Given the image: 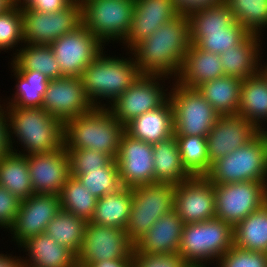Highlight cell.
Segmentation results:
<instances>
[{
	"mask_svg": "<svg viewBox=\"0 0 267 267\" xmlns=\"http://www.w3.org/2000/svg\"><path fill=\"white\" fill-rule=\"evenodd\" d=\"M181 14L173 0H134L130 30L124 43L130 50L160 26Z\"/></svg>",
	"mask_w": 267,
	"mask_h": 267,
	"instance_id": "21",
	"label": "cell"
},
{
	"mask_svg": "<svg viewBox=\"0 0 267 267\" xmlns=\"http://www.w3.org/2000/svg\"><path fill=\"white\" fill-rule=\"evenodd\" d=\"M172 90L167 98L174 111V135L206 137L219 114L197 89L176 82Z\"/></svg>",
	"mask_w": 267,
	"mask_h": 267,
	"instance_id": "9",
	"label": "cell"
},
{
	"mask_svg": "<svg viewBox=\"0 0 267 267\" xmlns=\"http://www.w3.org/2000/svg\"><path fill=\"white\" fill-rule=\"evenodd\" d=\"M1 108L0 106V159L11 151L5 117L7 114H4L5 112Z\"/></svg>",
	"mask_w": 267,
	"mask_h": 267,
	"instance_id": "49",
	"label": "cell"
},
{
	"mask_svg": "<svg viewBox=\"0 0 267 267\" xmlns=\"http://www.w3.org/2000/svg\"><path fill=\"white\" fill-rule=\"evenodd\" d=\"M132 267H191L179 252L144 254L132 251Z\"/></svg>",
	"mask_w": 267,
	"mask_h": 267,
	"instance_id": "45",
	"label": "cell"
},
{
	"mask_svg": "<svg viewBox=\"0 0 267 267\" xmlns=\"http://www.w3.org/2000/svg\"><path fill=\"white\" fill-rule=\"evenodd\" d=\"M102 55L103 51L85 68L81 76L86 96L95 107H104L96 103L98 98L107 97L114 102L142 75L136 61Z\"/></svg>",
	"mask_w": 267,
	"mask_h": 267,
	"instance_id": "4",
	"label": "cell"
},
{
	"mask_svg": "<svg viewBox=\"0 0 267 267\" xmlns=\"http://www.w3.org/2000/svg\"><path fill=\"white\" fill-rule=\"evenodd\" d=\"M23 39V14L21 7L13 5L0 12V49L8 50Z\"/></svg>",
	"mask_w": 267,
	"mask_h": 267,
	"instance_id": "42",
	"label": "cell"
},
{
	"mask_svg": "<svg viewBox=\"0 0 267 267\" xmlns=\"http://www.w3.org/2000/svg\"><path fill=\"white\" fill-rule=\"evenodd\" d=\"M218 260L219 267H267V253L247 251L235 245Z\"/></svg>",
	"mask_w": 267,
	"mask_h": 267,
	"instance_id": "44",
	"label": "cell"
},
{
	"mask_svg": "<svg viewBox=\"0 0 267 267\" xmlns=\"http://www.w3.org/2000/svg\"><path fill=\"white\" fill-rule=\"evenodd\" d=\"M23 265V261H21V259L17 260L15 259V257L11 256H7L4 254H0V267H22Z\"/></svg>",
	"mask_w": 267,
	"mask_h": 267,
	"instance_id": "51",
	"label": "cell"
},
{
	"mask_svg": "<svg viewBox=\"0 0 267 267\" xmlns=\"http://www.w3.org/2000/svg\"><path fill=\"white\" fill-rule=\"evenodd\" d=\"M132 204V188L122 187L97 199L93 217L89 221L101 226L126 229Z\"/></svg>",
	"mask_w": 267,
	"mask_h": 267,
	"instance_id": "29",
	"label": "cell"
},
{
	"mask_svg": "<svg viewBox=\"0 0 267 267\" xmlns=\"http://www.w3.org/2000/svg\"><path fill=\"white\" fill-rule=\"evenodd\" d=\"M175 184L152 182L132 188V204L126 233L135 244L160 217L173 211Z\"/></svg>",
	"mask_w": 267,
	"mask_h": 267,
	"instance_id": "7",
	"label": "cell"
},
{
	"mask_svg": "<svg viewBox=\"0 0 267 267\" xmlns=\"http://www.w3.org/2000/svg\"><path fill=\"white\" fill-rule=\"evenodd\" d=\"M258 37L259 35L250 33L240 44L231 46L219 55L225 76L244 80L260 72Z\"/></svg>",
	"mask_w": 267,
	"mask_h": 267,
	"instance_id": "26",
	"label": "cell"
},
{
	"mask_svg": "<svg viewBox=\"0 0 267 267\" xmlns=\"http://www.w3.org/2000/svg\"><path fill=\"white\" fill-rule=\"evenodd\" d=\"M77 267H132V258L108 259L100 262H95L93 265Z\"/></svg>",
	"mask_w": 267,
	"mask_h": 267,
	"instance_id": "50",
	"label": "cell"
},
{
	"mask_svg": "<svg viewBox=\"0 0 267 267\" xmlns=\"http://www.w3.org/2000/svg\"><path fill=\"white\" fill-rule=\"evenodd\" d=\"M153 162L155 182L177 185L192 177L182 164L175 135L153 144Z\"/></svg>",
	"mask_w": 267,
	"mask_h": 267,
	"instance_id": "27",
	"label": "cell"
},
{
	"mask_svg": "<svg viewBox=\"0 0 267 267\" xmlns=\"http://www.w3.org/2000/svg\"><path fill=\"white\" fill-rule=\"evenodd\" d=\"M259 132L250 121L239 114L219 115L206 136L210 165L247 144Z\"/></svg>",
	"mask_w": 267,
	"mask_h": 267,
	"instance_id": "19",
	"label": "cell"
},
{
	"mask_svg": "<svg viewBox=\"0 0 267 267\" xmlns=\"http://www.w3.org/2000/svg\"><path fill=\"white\" fill-rule=\"evenodd\" d=\"M79 1L83 25L101 43L109 39L125 40L132 22L134 0Z\"/></svg>",
	"mask_w": 267,
	"mask_h": 267,
	"instance_id": "8",
	"label": "cell"
},
{
	"mask_svg": "<svg viewBox=\"0 0 267 267\" xmlns=\"http://www.w3.org/2000/svg\"><path fill=\"white\" fill-rule=\"evenodd\" d=\"M20 50L12 61L15 70H36L50 80L64 77L50 45L27 44Z\"/></svg>",
	"mask_w": 267,
	"mask_h": 267,
	"instance_id": "34",
	"label": "cell"
},
{
	"mask_svg": "<svg viewBox=\"0 0 267 267\" xmlns=\"http://www.w3.org/2000/svg\"><path fill=\"white\" fill-rule=\"evenodd\" d=\"M125 132L135 139L155 144L174 135V111L169 98L158 108L134 118Z\"/></svg>",
	"mask_w": 267,
	"mask_h": 267,
	"instance_id": "23",
	"label": "cell"
},
{
	"mask_svg": "<svg viewBox=\"0 0 267 267\" xmlns=\"http://www.w3.org/2000/svg\"><path fill=\"white\" fill-rule=\"evenodd\" d=\"M15 151H10L0 159V186L20 200H25L34 194L27 157Z\"/></svg>",
	"mask_w": 267,
	"mask_h": 267,
	"instance_id": "31",
	"label": "cell"
},
{
	"mask_svg": "<svg viewBox=\"0 0 267 267\" xmlns=\"http://www.w3.org/2000/svg\"><path fill=\"white\" fill-rule=\"evenodd\" d=\"M234 20L251 34H259L267 26V0H224ZM259 29V30H258Z\"/></svg>",
	"mask_w": 267,
	"mask_h": 267,
	"instance_id": "40",
	"label": "cell"
},
{
	"mask_svg": "<svg viewBox=\"0 0 267 267\" xmlns=\"http://www.w3.org/2000/svg\"><path fill=\"white\" fill-rule=\"evenodd\" d=\"M250 33L238 22L224 31L206 32L195 45L202 50L222 54L231 46L240 44Z\"/></svg>",
	"mask_w": 267,
	"mask_h": 267,
	"instance_id": "41",
	"label": "cell"
},
{
	"mask_svg": "<svg viewBox=\"0 0 267 267\" xmlns=\"http://www.w3.org/2000/svg\"><path fill=\"white\" fill-rule=\"evenodd\" d=\"M261 72L265 75V77L267 78V66H264V69H261Z\"/></svg>",
	"mask_w": 267,
	"mask_h": 267,
	"instance_id": "54",
	"label": "cell"
},
{
	"mask_svg": "<svg viewBox=\"0 0 267 267\" xmlns=\"http://www.w3.org/2000/svg\"><path fill=\"white\" fill-rule=\"evenodd\" d=\"M124 133L125 126L114 118L109 108L94 107L64 125V145L66 149L101 151L116 160Z\"/></svg>",
	"mask_w": 267,
	"mask_h": 267,
	"instance_id": "2",
	"label": "cell"
},
{
	"mask_svg": "<svg viewBox=\"0 0 267 267\" xmlns=\"http://www.w3.org/2000/svg\"><path fill=\"white\" fill-rule=\"evenodd\" d=\"M14 5L13 0H0V12H3Z\"/></svg>",
	"mask_w": 267,
	"mask_h": 267,
	"instance_id": "52",
	"label": "cell"
},
{
	"mask_svg": "<svg viewBox=\"0 0 267 267\" xmlns=\"http://www.w3.org/2000/svg\"><path fill=\"white\" fill-rule=\"evenodd\" d=\"M161 75H141L136 82L122 93L109 111L122 125L126 126L134 118L160 107L166 94L158 81ZM158 83V84H157Z\"/></svg>",
	"mask_w": 267,
	"mask_h": 267,
	"instance_id": "16",
	"label": "cell"
},
{
	"mask_svg": "<svg viewBox=\"0 0 267 267\" xmlns=\"http://www.w3.org/2000/svg\"><path fill=\"white\" fill-rule=\"evenodd\" d=\"M234 245V228L219 218L184 225L178 252L191 267L218 259ZM204 260V261H203Z\"/></svg>",
	"mask_w": 267,
	"mask_h": 267,
	"instance_id": "6",
	"label": "cell"
},
{
	"mask_svg": "<svg viewBox=\"0 0 267 267\" xmlns=\"http://www.w3.org/2000/svg\"><path fill=\"white\" fill-rule=\"evenodd\" d=\"M88 188L97 199L108 193L119 191L123 185L118 173V164L114 160L109 166L85 171L83 174H70Z\"/></svg>",
	"mask_w": 267,
	"mask_h": 267,
	"instance_id": "39",
	"label": "cell"
},
{
	"mask_svg": "<svg viewBox=\"0 0 267 267\" xmlns=\"http://www.w3.org/2000/svg\"><path fill=\"white\" fill-rule=\"evenodd\" d=\"M116 162L124 187L133 188L155 182L153 144L135 139L125 132L121 137Z\"/></svg>",
	"mask_w": 267,
	"mask_h": 267,
	"instance_id": "17",
	"label": "cell"
},
{
	"mask_svg": "<svg viewBox=\"0 0 267 267\" xmlns=\"http://www.w3.org/2000/svg\"><path fill=\"white\" fill-rule=\"evenodd\" d=\"M94 107L86 96L81 77L68 76L49 81L42 104L44 111L64 125Z\"/></svg>",
	"mask_w": 267,
	"mask_h": 267,
	"instance_id": "14",
	"label": "cell"
},
{
	"mask_svg": "<svg viewBox=\"0 0 267 267\" xmlns=\"http://www.w3.org/2000/svg\"><path fill=\"white\" fill-rule=\"evenodd\" d=\"M87 223L85 219L61 209L47 225L45 232L77 256L83 244Z\"/></svg>",
	"mask_w": 267,
	"mask_h": 267,
	"instance_id": "35",
	"label": "cell"
},
{
	"mask_svg": "<svg viewBox=\"0 0 267 267\" xmlns=\"http://www.w3.org/2000/svg\"><path fill=\"white\" fill-rule=\"evenodd\" d=\"M190 41L195 44L206 32L224 31L234 22L233 14L223 1L188 12Z\"/></svg>",
	"mask_w": 267,
	"mask_h": 267,
	"instance_id": "32",
	"label": "cell"
},
{
	"mask_svg": "<svg viewBox=\"0 0 267 267\" xmlns=\"http://www.w3.org/2000/svg\"><path fill=\"white\" fill-rule=\"evenodd\" d=\"M13 1L15 5H18V6L20 5V7H24L30 0H22L23 2H21V0H13Z\"/></svg>",
	"mask_w": 267,
	"mask_h": 267,
	"instance_id": "53",
	"label": "cell"
},
{
	"mask_svg": "<svg viewBox=\"0 0 267 267\" xmlns=\"http://www.w3.org/2000/svg\"><path fill=\"white\" fill-rule=\"evenodd\" d=\"M102 45L82 24L76 30L57 38L50 47L63 76L81 77L85 68L103 50Z\"/></svg>",
	"mask_w": 267,
	"mask_h": 267,
	"instance_id": "13",
	"label": "cell"
},
{
	"mask_svg": "<svg viewBox=\"0 0 267 267\" xmlns=\"http://www.w3.org/2000/svg\"><path fill=\"white\" fill-rule=\"evenodd\" d=\"M20 246L25 247L30 254V262L29 259L22 260L27 266L77 267V256L68 247L57 243L46 232L29 237Z\"/></svg>",
	"mask_w": 267,
	"mask_h": 267,
	"instance_id": "25",
	"label": "cell"
},
{
	"mask_svg": "<svg viewBox=\"0 0 267 267\" xmlns=\"http://www.w3.org/2000/svg\"><path fill=\"white\" fill-rule=\"evenodd\" d=\"M205 177L213 184L267 182V131L214 162Z\"/></svg>",
	"mask_w": 267,
	"mask_h": 267,
	"instance_id": "5",
	"label": "cell"
},
{
	"mask_svg": "<svg viewBox=\"0 0 267 267\" xmlns=\"http://www.w3.org/2000/svg\"><path fill=\"white\" fill-rule=\"evenodd\" d=\"M21 200L0 186V226L11 228L20 209Z\"/></svg>",
	"mask_w": 267,
	"mask_h": 267,
	"instance_id": "46",
	"label": "cell"
},
{
	"mask_svg": "<svg viewBox=\"0 0 267 267\" xmlns=\"http://www.w3.org/2000/svg\"><path fill=\"white\" fill-rule=\"evenodd\" d=\"M70 159V174H83L85 171L109 166L114 159L104 152L93 149H66Z\"/></svg>",
	"mask_w": 267,
	"mask_h": 267,
	"instance_id": "43",
	"label": "cell"
},
{
	"mask_svg": "<svg viewBox=\"0 0 267 267\" xmlns=\"http://www.w3.org/2000/svg\"><path fill=\"white\" fill-rule=\"evenodd\" d=\"M18 78L16 95L8 107L40 108L50 79L36 70H15ZM13 102V103H12Z\"/></svg>",
	"mask_w": 267,
	"mask_h": 267,
	"instance_id": "36",
	"label": "cell"
},
{
	"mask_svg": "<svg viewBox=\"0 0 267 267\" xmlns=\"http://www.w3.org/2000/svg\"><path fill=\"white\" fill-rule=\"evenodd\" d=\"M184 225L173 210L155 221L149 231L134 244V249L144 254L178 252Z\"/></svg>",
	"mask_w": 267,
	"mask_h": 267,
	"instance_id": "22",
	"label": "cell"
},
{
	"mask_svg": "<svg viewBox=\"0 0 267 267\" xmlns=\"http://www.w3.org/2000/svg\"><path fill=\"white\" fill-rule=\"evenodd\" d=\"M34 194L59 195L70 177V159L65 145L53 152L26 154Z\"/></svg>",
	"mask_w": 267,
	"mask_h": 267,
	"instance_id": "18",
	"label": "cell"
},
{
	"mask_svg": "<svg viewBox=\"0 0 267 267\" xmlns=\"http://www.w3.org/2000/svg\"><path fill=\"white\" fill-rule=\"evenodd\" d=\"M58 196L62 210L87 222L92 219L97 198L76 177L70 175Z\"/></svg>",
	"mask_w": 267,
	"mask_h": 267,
	"instance_id": "37",
	"label": "cell"
},
{
	"mask_svg": "<svg viewBox=\"0 0 267 267\" xmlns=\"http://www.w3.org/2000/svg\"><path fill=\"white\" fill-rule=\"evenodd\" d=\"M60 210V199L56 194H32L21 200L20 209L10 228L18 245L29 237L45 232L47 225Z\"/></svg>",
	"mask_w": 267,
	"mask_h": 267,
	"instance_id": "20",
	"label": "cell"
},
{
	"mask_svg": "<svg viewBox=\"0 0 267 267\" xmlns=\"http://www.w3.org/2000/svg\"><path fill=\"white\" fill-rule=\"evenodd\" d=\"M134 244L124 229L88 222L77 266L93 265L108 259L132 258Z\"/></svg>",
	"mask_w": 267,
	"mask_h": 267,
	"instance_id": "12",
	"label": "cell"
},
{
	"mask_svg": "<svg viewBox=\"0 0 267 267\" xmlns=\"http://www.w3.org/2000/svg\"><path fill=\"white\" fill-rule=\"evenodd\" d=\"M181 13L187 14L190 11L219 4L224 0H173Z\"/></svg>",
	"mask_w": 267,
	"mask_h": 267,
	"instance_id": "48",
	"label": "cell"
},
{
	"mask_svg": "<svg viewBox=\"0 0 267 267\" xmlns=\"http://www.w3.org/2000/svg\"><path fill=\"white\" fill-rule=\"evenodd\" d=\"M234 245L267 253V202L234 227Z\"/></svg>",
	"mask_w": 267,
	"mask_h": 267,
	"instance_id": "33",
	"label": "cell"
},
{
	"mask_svg": "<svg viewBox=\"0 0 267 267\" xmlns=\"http://www.w3.org/2000/svg\"><path fill=\"white\" fill-rule=\"evenodd\" d=\"M74 0H30L24 7L37 12H58L68 7Z\"/></svg>",
	"mask_w": 267,
	"mask_h": 267,
	"instance_id": "47",
	"label": "cell"
},
{
	"mask_svg": "<svg viewBox=\"0 0 267 267\" xmlns=\"http://www.w3.org/2000/svg\"><path fill=\"white\" fill-rule=\"evenodd\" d=\"M190 45L189 20L181 13L137 43L131 51L135 53L142 75L177 76Z\"/></svg>",
	"mask_w": 267,
	"mask_h": 267,
	"instance_id": "1",
	"label": "cell"
},
{
	"mask_svg": "<svg viewBox=\"0 0 267 267\" xmlns=\"http://www.w3.org/2000/svg\"><path fill=\"white\" fill-rule=\"evenodd\" d=\"M242 82L236 77L224 75L202 84L197 90L219 115L237 114Z\"/></svg>",
	"mask_w": 267,
	"mask_h": 267,
	"instance_id": "30",
	"label": "cell"
},
{
	"mask_svg": "<svg viewBox=\"0 0 267 267\" xmlns=\"http://www.w3.org/2000/svg\"><path fill=\"white\" fill-rule=\"evenodd\" d=\"M224 75L219 54L202 50L191 43L178 74L177 83L197 89L202 84Z\"/></svg>",
	"mask_w": 267,
	"mask_h": 267,
	"instance_id": "24",
	"label": "cell"
},
{
	"mask_svg": "<svg viewBox=\"0 0 267 267\" xmlns=\"http://www.w3.org/2000/svg\"><path fill=\"white\" fill-rule=\"evenodd\" d=\"M24 43L50 45L57 38L76 30L83 24L82 5L74 0L58 12H37L21 7Z\"/></svg>",
	"mask_w": 267,
	"mask_h": 267,
	"instance_id": "11",
	"label": "cell"
},
{
	"mask_svg": "<svg viewBox=\"0 0 267 267\" xmlns=\"http://www.w3.org/2000/svg\"><path fill=\"white\" fill-rule=\"evenodd\" d=\"M237 114L250 121L257 130H265L258 123L267 120V78L261 71L243 80Z\"/></svg>",
	"mask_w": 267,
	"mask_h": 267,
	"instance_id": "28",
	"label": "cell"
},
{
	"mask_svg": "<svg viewBox=\"0 0 267 267\" xmlns=\"http://www.w3.org/2000/svg\"><path fill=\"white\" fill-rule=\"evenodd\" d=\"M214 193L215 217L234 228L267 202V182L241 181L214 184Z\"/></svg>",
	"mask_w": 267,
	"mask_h": 267,
	"instance_id": "10",
	"label": "cell"
},
{
	"mask_svg": "<svg viewBox=\"0 0 267 267\" xmlns=\"http://www.w3.org/2000/svg\"><path fill=\"white\" fill-rule=\"evenodd\" d=\"M9 109V110H8ZM7 123L11 151V133L19 138L28 154L49 153L64 146V124L40 108L9 107ZM10 119V120H8ZM9 131V129H11ZM11 132V133H10Z\"/></svg>",
	"mask_w": 267,
	"mask_h": 267,
	"instance_id": "3",
	"label": "cell"
},
{
	"mask_svg": "<svg viewBox=\"0 0 267 267\" xmlns=\"http://www.w3.org/2000/svg\"><path fill=\"white\" fill-rule=\"evenodd\" d=\"M173 210L184 224L215 218L214 184L205 176H192L177 184Z\"/></svg>",
	"mask_w": 267,
	"mask_h": 267,
	"instance_id": "15",
	"label": "cell"
},
{
	"mask_svg": "<svg viewBox=\"0 0 267 267\" xmlns=\"http://www.w3.org/2000/svg\"><path fill=\"white\" fill-rule=\"evenodd\" d=\"M183 166L192 176H205L211 169L207 139L203 136H175Z\"/></svg>",
	"mask_w": 267,
	"mask_h": 267,
	"instance_id": "38",
	"label": "cell"
}]
</instances>
